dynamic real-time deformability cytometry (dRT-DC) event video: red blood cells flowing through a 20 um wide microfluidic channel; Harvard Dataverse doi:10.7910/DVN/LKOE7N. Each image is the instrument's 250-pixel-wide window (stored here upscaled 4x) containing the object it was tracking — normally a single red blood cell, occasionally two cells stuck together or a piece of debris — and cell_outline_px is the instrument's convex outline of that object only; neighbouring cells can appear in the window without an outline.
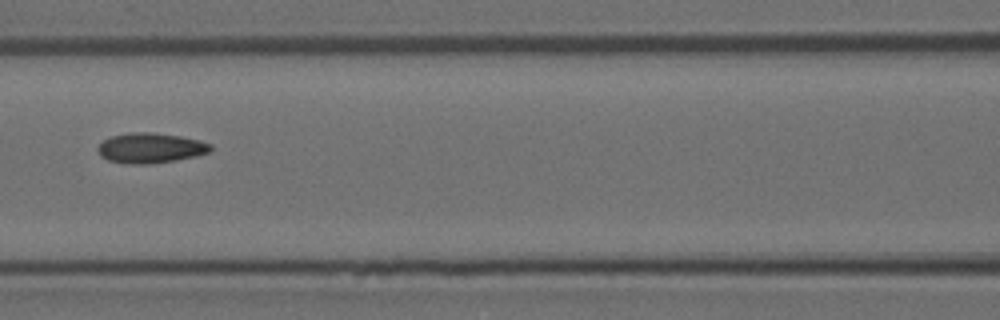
{"species": "Egyptian fruit bat (a non-hibernating species)", "species_latin": "Rousettus aegyptiacus", "temperature_condition": "room temperature", "stored_images_in_passage": 6, "camera_frame_rate_fps": 3000, "um_per_image_px": 0.085, "animal": {"sex": "female"}, "frame": {"image": 1, "passage_image": 6, "time_ms": 1.667, "image_size_px": [1000, 320], "cell_outline_px": [[212, 148], [208, 152], [196, 156], [176, 160], [148, 164], [132, 164], [108, 160], [100, 156], [96, 148], [104, 140], [112, 136], [128, 132], [152, 132], [180, 136], [200, 140], [212, 144]], "centroid_in_image_um": [12.79, 12.57], "position_along_channel_um": 153.8, "area_um2": 19.83}}